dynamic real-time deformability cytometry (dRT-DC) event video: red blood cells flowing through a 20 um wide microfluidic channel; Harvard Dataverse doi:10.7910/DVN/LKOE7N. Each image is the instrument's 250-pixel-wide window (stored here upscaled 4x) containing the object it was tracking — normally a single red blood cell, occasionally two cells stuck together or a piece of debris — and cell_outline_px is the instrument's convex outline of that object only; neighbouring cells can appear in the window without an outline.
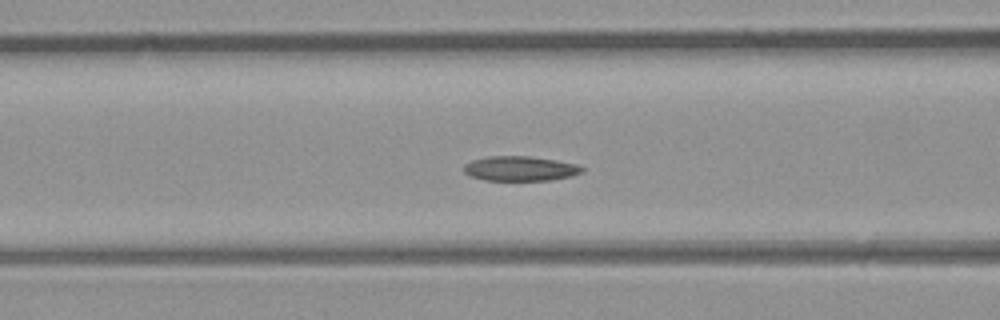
{"species": "common noctule bat (a hibernating species)", "species_latin": "Nyctalus noctula", "temperature_condition": "room temperature", "stored_images_in_passage": 48, "camera_frame_rate_fps": 3000, "um_per_image_px": 0.085, "animal": {"sex": "male", "body_mass_g": 23.1, "forearm_length_mm": 52.7}, "frame": {"image": 1, "passage_image": 19, "time_ms": 6.0, "image_size_px": [1000, 320], "cell_outline_px": [[584, 172], [572, 176], [552, 180], [484, 180], [468, 176], [464, 172], [464, 164], [472, 160], [488, 156], [528, 156], [556, 160], [576, 164], [584, 168]], "centroid_in_image_um": [44.21, 14.33], "position_along_channel_um": 122.4, "area_um2": 17.17}}
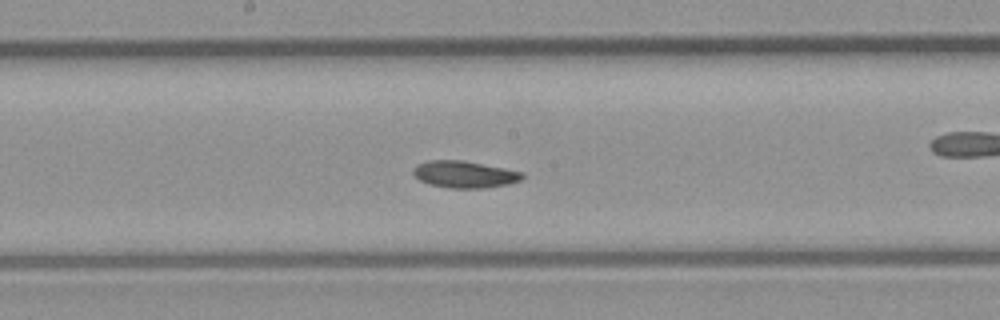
{"frame": {"image": 2, "passage_image": 25, "time_ms": 8.0, "image_size_px": [1000, 320], "cell_outline_px": [[524, 176], [520, 180], [508, 184], [484, 188], [448, 188], [428, 184], [420, 180], [412, 172], [412, 168], [416, 164], [428, 160], [464, 160], [524, 172]], "centroid_in_image_um": [39.46, 14.81], "position_along_channel_um": 208.7, "area_um2": 17.22}}
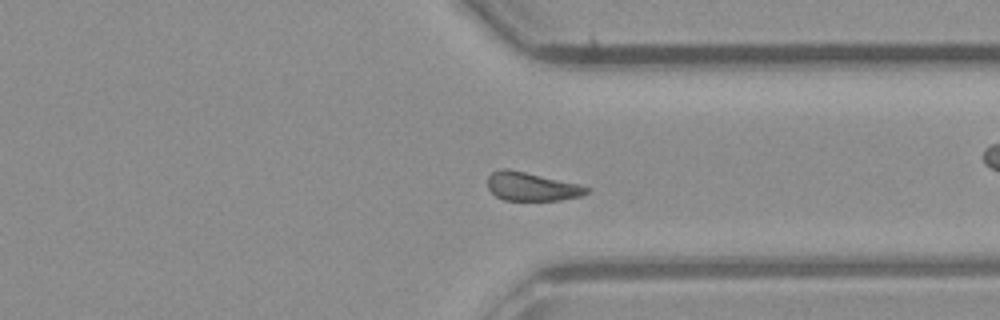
{"frame": {"image": 3, "passage_image": 36, "time_ms": 11.667, "image_size_px": [1000, 320], "cell_outline_px": [[588, 192], [580, 196], [560, 200], [504, 200], [496, 196], [488, 188], [488, 176], [492, 172], [500, 168], [508, 168], [580, 184], [588, 188]], "centroid_in_image_um": [45.16, 15.85], "position_along_channel_um": 366.2, "area_um2": 16.42}, "authors_computed_cell_mechanics": {"area_um2": 17.34, "velocity_mm_per_s": 4.3051, "shape_relaxation_time_tau1_ms": 3.3509, "shape_relaxation_time_tau2_ms": null, "deformation_change_tau1": 0.0813, "deformation_change_tau2": null}}